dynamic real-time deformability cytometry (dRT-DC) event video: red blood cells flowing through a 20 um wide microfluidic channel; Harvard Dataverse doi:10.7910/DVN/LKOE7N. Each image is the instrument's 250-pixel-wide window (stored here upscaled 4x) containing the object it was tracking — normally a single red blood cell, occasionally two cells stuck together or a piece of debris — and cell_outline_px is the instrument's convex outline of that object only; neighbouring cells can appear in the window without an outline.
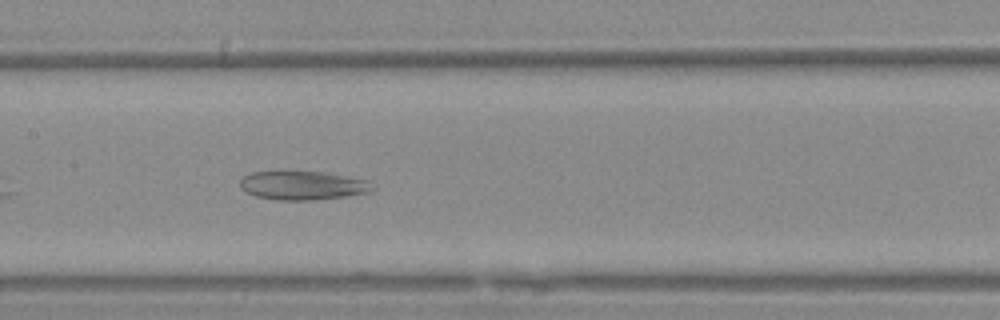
{"species": "Egyptian fruit bat (a non-hibernating species)", "species_latin": "Rousettus aegyptiacus", "temperature_condition": "warm", "stored_images_in_passage": 33, "camera_frame_rate_fps": 3000, "um_per_image_px": 0.085, "animal": {"sex": "female"}, "frame": {"image": 1, "passage_image": 13, "time_ms": 4.0, "image_size_px": [1000, 320], "cell_outline_px": [[376, 188], [372, 192], [348, 196], [312, 200], [280, 200], [256, 196], [240, 188], [240, 180], [244, 176], [252, 172], [324, 172], [348, 176], [368, 180]], "centroid_in_image_um": [25.8, 15.77], "position_along_channel_um": 181.6, "area_um2": 22.2}}
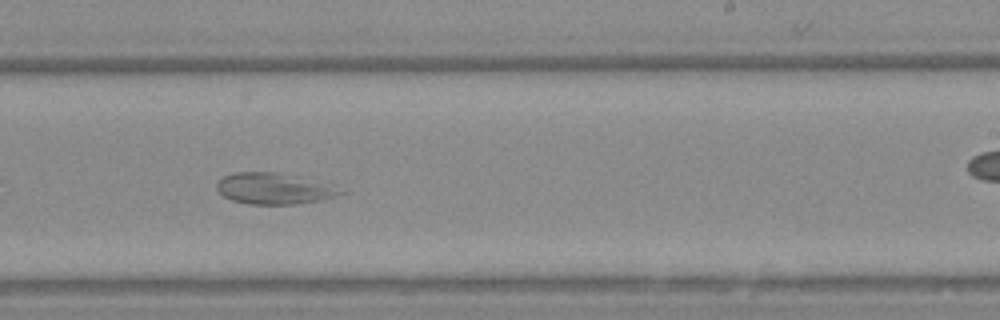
{"frame": {"image": 2, "passage_image": 20, "time_ms": 6.333, "image_size_px": [1000, 320], "cell_outline_px": [[344, 192], [336, 196], [324, 200], [296, 204], [248, 204], [232, 200], [224, 196], [216, 188], [216, 184], [224, 176], [232, 172], [276, 172]], "centroid_in_image_um": [23.11, 16.06], "position_along_channel_um": 265.9, "area_um2": 21.33}}
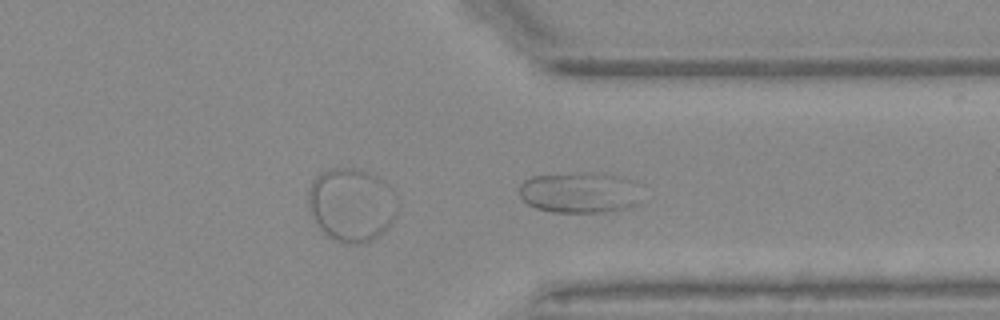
{"frame": {"image": 3, "passage_image": 28, "time_ms": 9.0, "image_size_px": [1000, 320], "cell_outline_px": [[640, 204], [632, 208], [612, 212], [552, 212], [536, 208], [528, 204], [520, 196], [520, 184], [524, 180], [532, 176], [588, 172], [596, 176]], "centroid_in_image_um": [48.76, 16.48], "position_along_channel_um": 362.6, "area_um2": 25.49}}